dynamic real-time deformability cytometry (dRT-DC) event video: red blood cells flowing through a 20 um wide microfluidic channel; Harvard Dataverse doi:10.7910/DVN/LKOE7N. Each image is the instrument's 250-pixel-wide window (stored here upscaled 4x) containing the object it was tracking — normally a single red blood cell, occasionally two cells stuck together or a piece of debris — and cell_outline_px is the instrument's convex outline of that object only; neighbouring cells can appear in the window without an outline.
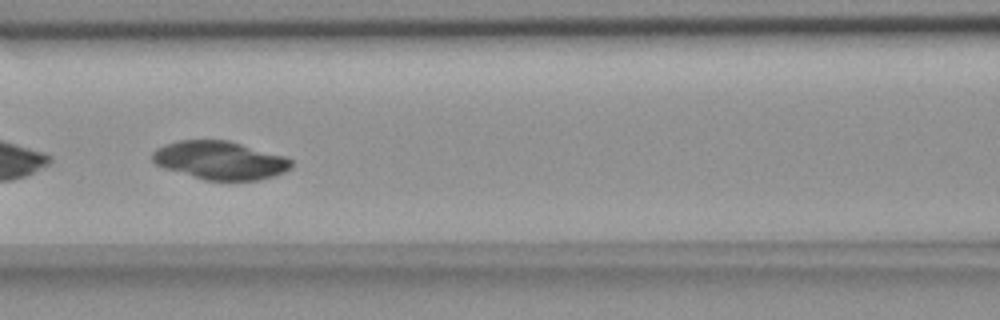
{"species": "common noctule bat (a hibernating species)", "species_latin": "Nyctalus noctula", "temperature_condition": "room temperature", "stored_images_in_passage": 56, "segment_of_instrument_passage": [1, 2], "camera_frame_rate_fps": 3000, "um_per_image_px": 0.085, "animal": {"sex": "female", "body_mass_g": 18.4}, "frame": {"image": 1, "passage_image": 24, "time_ms": 7.667, "image_size_px": [1000, 320], "cell_outline_px": [[292, 164], [284, 172], [260, 180], [204, 180], [164, 168], [156, 164], [152, 160], [152, 152], [156, 148], [164, 144], [176, 140], [228, 140], [284, 156], [292, 160]], "centroid_in_image_um": [18.65, 13.62], "position_along_channel_um": 147.9, "area_um2": 30.92}}
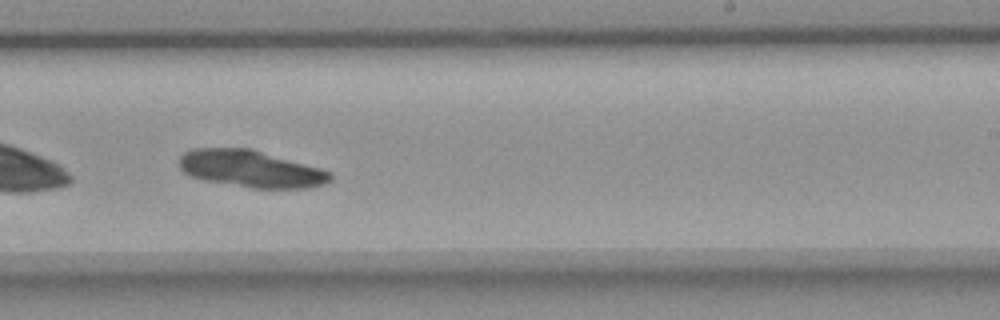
{"frame": {"image": 2, "passage_image": 34, "time_ms": 11.0, "image_size_px": [1000, 320], "cell_outline_px": [[332, 180], [324, 184], [312, 188], [252, 188], [204, 180], [192, 176], [184, 172], [180, 168], [176, 160], [184, 152], [192, 148], [252, 148], [320, 168], [332, 172]], "centroid_in_image_um": [21.32, 14.34], "position_along_channel_um": 267.7, "area_um2": 32.89}}
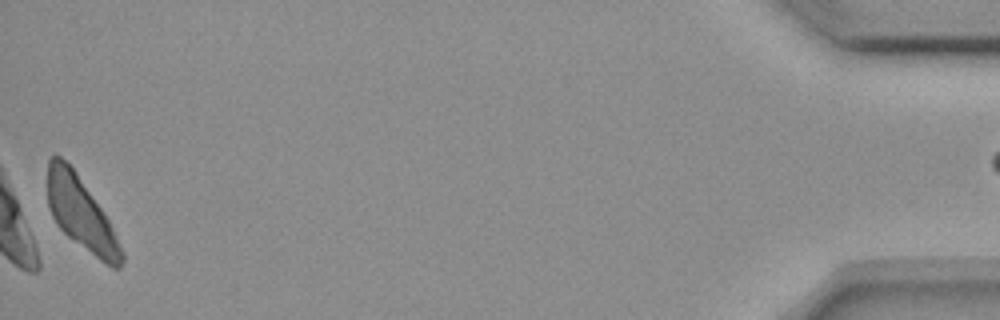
{"frame": {"image": 3, "passage_image": 55, "time_ms": 18.0, "image_size_px": [1000, 320], "cell_outline_px": [[124, 260], [120, 268], [112, 268], [100, 260], [68, 236], [56, 224], [48, 208], [48, 160], [56, 152], [76, 172], [108, 220], [124, 252]], "centroid_in_image_um": [6.87, 18.17], "position_along_channel_um": 428.3, "area_um2": 30.75}}